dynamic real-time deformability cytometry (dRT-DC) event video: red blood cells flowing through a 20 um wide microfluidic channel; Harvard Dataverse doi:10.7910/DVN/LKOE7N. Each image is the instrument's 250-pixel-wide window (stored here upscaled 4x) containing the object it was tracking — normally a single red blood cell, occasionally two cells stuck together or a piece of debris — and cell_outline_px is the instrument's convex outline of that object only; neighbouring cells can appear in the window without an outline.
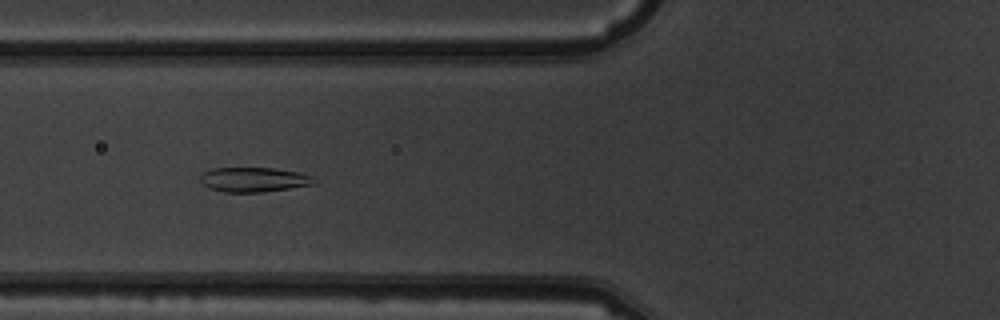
{"species": "common noctule bat (a hibernating species)", "species_latin": "Nyctalus noctula", "temperature_condition": "warm", "stored_images_in_passage": 6, "camera_frame_rate_fps": 3000, "um_per_image_px": 0.085, "animal": {"sex": "male", "body_mass_g": 19.5, "forearm_length_mm": 54.6}, "frame": {"image": 1, "passage_image": 5, "time_ms": 5.667, "image_size_px": [1000, 320], "cell_outline_px": [[316, 184], [264, 192], [224, 192], [208, 188], [200, 184], [200, 176], [204, 172], [212, 168], [272, 168], [300, 172], [312, 176]], "centroid_in_image_um": [21.55, 15.27], "position_along_channel_um": 104.3, "area_um2": 16.47}}